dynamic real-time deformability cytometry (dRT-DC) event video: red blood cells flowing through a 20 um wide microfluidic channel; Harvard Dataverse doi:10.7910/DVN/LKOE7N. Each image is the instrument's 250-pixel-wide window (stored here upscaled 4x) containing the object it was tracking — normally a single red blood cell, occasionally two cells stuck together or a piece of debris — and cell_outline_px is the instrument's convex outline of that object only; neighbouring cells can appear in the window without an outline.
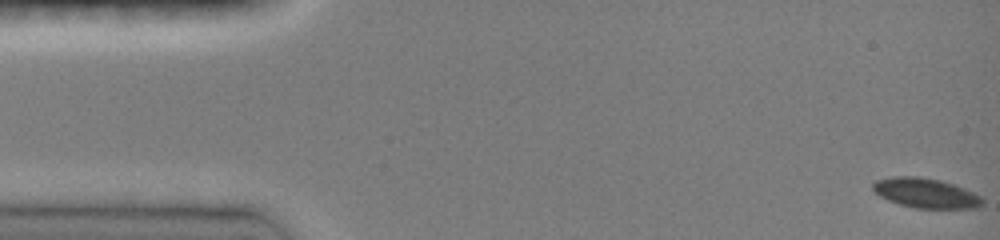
{"species": "common noctule bat (a hibernating species)", "species_latin": "Nyctalus noctula", "temperature_condition": "room temperature", "stored_images_in_passage": 48, "camera_frame_rate_fps": 3000, "um_per_image_px": 0.085, "animal": {"sex": "female", "body_mass_g": 19.0, "forearm_length_mm": 51.5}, "frame": {"image": 1, "passage_image": 1, "time_ms": 0.0, "image_size_px": [1000, 240], "cell_outline_px": [[984, 204], [980, 208], [912, 208], [888, 200], [880, 196], [872, 188], [872, 184], [876, 180], [892, 176], [920, 176], [940, 180], [956, 184], [980, 196], [984, 200]], "centroid_in_image_um": [78.71, 16.4], "position_along_channel_um": 6.3, "area_um2": 19.19}}
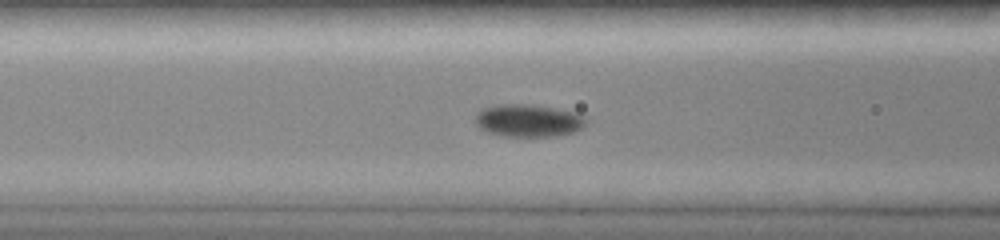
{"frame": {"image": 2, "passage_image": 19, "time_ms": 6.0, "image_size_px": [1000, 240], "cell_outline_px": [[588, 120], [580, 128], [572, 132], [552, 136], [504, 136], [488, 132], [480, 128], [476, 124], [476, 112], [480, 108], [500, 104], [532, 104], [572, 112], [584, 116]], "centroid_in_image_um": [44.85, 10.23], "position_along_channel_um": 121.7, "area_um2": 20.81}}
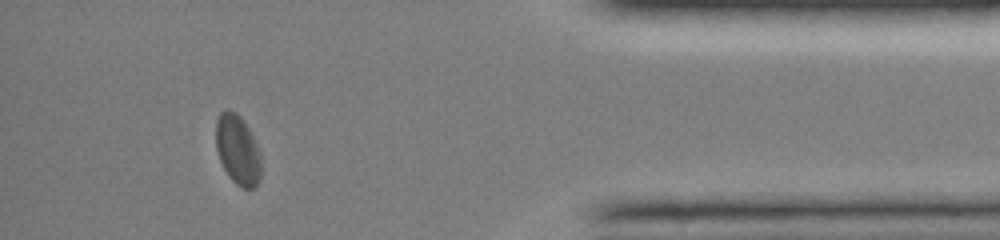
{"frame": {"image": 3, "passage_image": 43, "time_ms": 14.0, "image_size_px": [1000, 240], "cell_outline_px": [[260, 180], [256, 188], [244, 188], [236, 184], [228, 176], [220, 160], [216, 148], [216, 120], [220, 112], [224, 108], [228, 108], [236, 112], [240, 116], [248, 128], [260, 152]], "centroid_in_image_um": [20.19, 12.72], "position_along_channel_um": 415.0, "area_um2": 18.44}}